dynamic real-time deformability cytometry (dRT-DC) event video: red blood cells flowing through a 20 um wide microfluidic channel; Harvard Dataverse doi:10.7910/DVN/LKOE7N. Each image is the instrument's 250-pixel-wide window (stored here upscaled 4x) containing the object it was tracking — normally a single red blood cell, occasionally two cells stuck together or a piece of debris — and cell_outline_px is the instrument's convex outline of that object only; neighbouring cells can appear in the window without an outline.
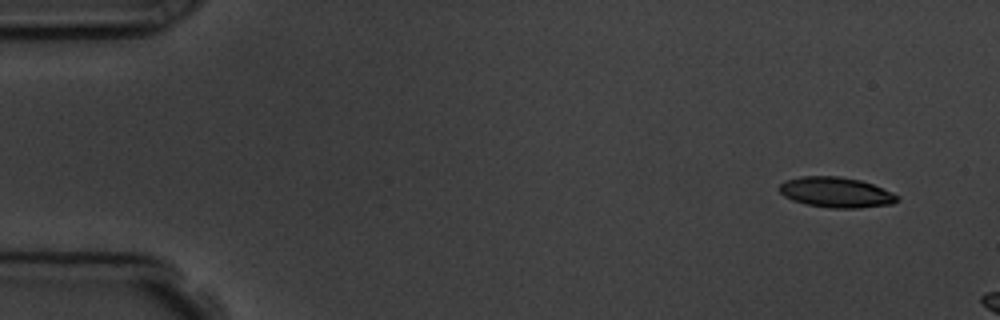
{"species": "common noctule bat (a hibernating species)", "species_latin": "Nyctalus noctula", "temperature_condition": "room temperature", "stored_images_in_passage": 3, "camera_frame_rate_fps": 3000, "um_per_image_px": 0.085, "animal": {"sex": "male", "body_mass_g": 19.5, "forearm_length_mm": 54.6}, "frame": {"image": 1, "passage_image": 1, "time_ms": 0.0, "image_size_px": [1000, 320], "cell_outline_px": [[900, 200], [892, 204], [860, 208], [828, 208], [808, 204], [792, 200], [784, 196], [780, 192], [780, 184], [784, 180], [800, 176], [840, 176], [860, 180], [872, 184], [892, 192], [900, 196]], "centroid_in_image_um": [71.08, 16.35], "position_along_channel_um": 13.9, "area_um2": 20.98}}